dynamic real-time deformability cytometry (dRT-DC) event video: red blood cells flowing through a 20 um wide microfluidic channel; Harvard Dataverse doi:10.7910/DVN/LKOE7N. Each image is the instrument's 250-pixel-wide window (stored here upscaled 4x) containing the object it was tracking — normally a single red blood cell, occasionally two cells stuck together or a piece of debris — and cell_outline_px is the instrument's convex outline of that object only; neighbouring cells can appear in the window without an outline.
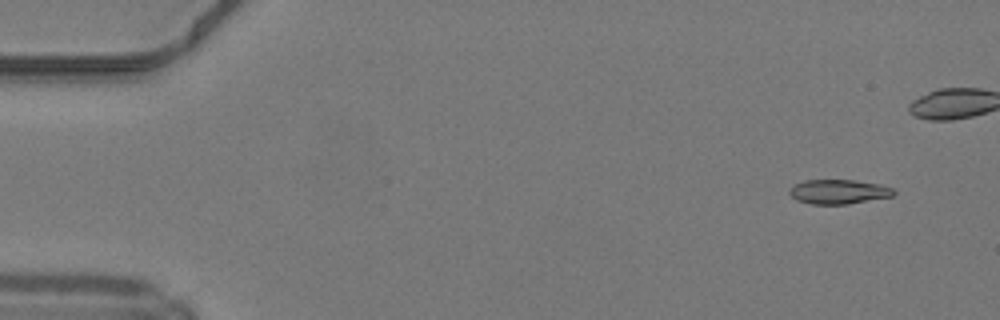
{"species": "common noctule bat (a hibernating species)", "species_latin": "Nyctalus noctula", "temperature_condition": "warm", "stored_images_in_passage": 25, "camera_frame_rate_fps": 3000, "um_per_image_px": 0.085, "animal": {"sex": "male", "body_mass_g": 19.2, "forearm_length_mm": 51.8}, "frame": {"image": 1, "passage_image": 4, "time_ms": 1.0, "image_size_px": [1000, 320], "cell_outline_px": [[896, 192], [892, 196], [848, 204], [812, 204], [796, 200], [788, 192], [788, 188], [792, 184], [804, 180], [856, 180], [880, 184], [892, 188]], "centroid_in_image_um": [71.24, 16.28], "position_along_channel_um": 13.8, "area_um2": 14.97}}
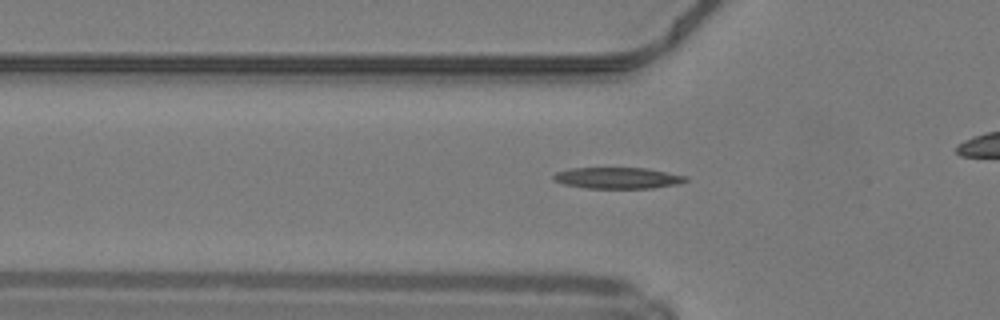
{"frame": {"image": 2, "passage_image": 17, "time_ms": 5.333, "image_size_px": [1000, 320], "cell_outline_px": [[688, 180], [680, 184], [652, 188], [584, 188], [564, 184], [552, 180], [552, 176], [556, 172], [568, 168], [648, 168], [688, 176]], "centroid_in_image_um": [52.51, 15.13], "position_along_channel_um": 73.3, "area_um2": 16.59}}
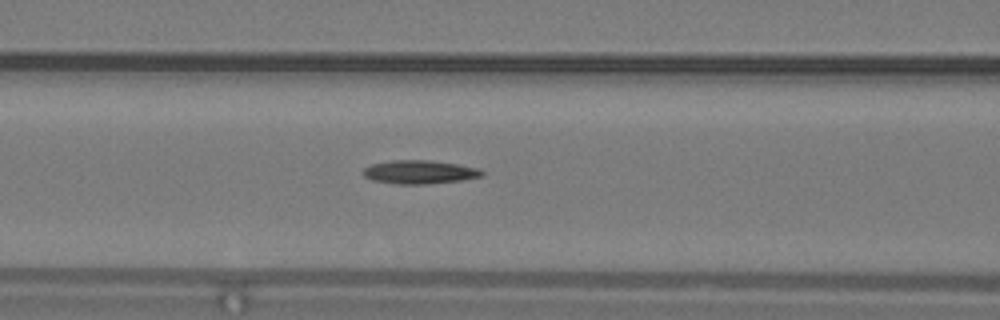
{"frame": {"image": 3, "passage_image": 21, "time_ms": 6.667, "image_size_px": [1000, 320], "cell_outline_px": [[484, 176], [464, 180], [424, 184], [396, 184], [372, 180], [364, 176], [364, 168], [372, 164], [392, 160], [432, 160], [480, 168], [484, 172]], "centroid_in_image_um": [35.7, 14.62], "position_along_channel_um": 130.9, "area_um2": 16.36}}